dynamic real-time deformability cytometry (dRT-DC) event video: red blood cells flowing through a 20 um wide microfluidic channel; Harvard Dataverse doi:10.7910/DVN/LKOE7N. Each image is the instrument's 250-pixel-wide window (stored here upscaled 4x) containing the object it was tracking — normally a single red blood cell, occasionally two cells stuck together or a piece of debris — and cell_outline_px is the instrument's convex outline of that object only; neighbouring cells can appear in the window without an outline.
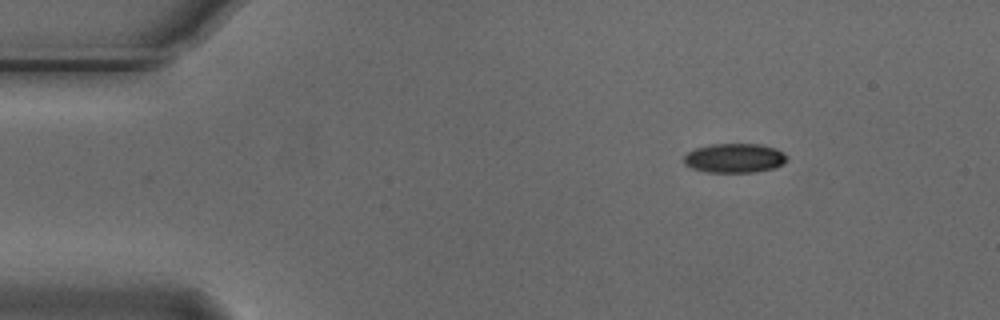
{"species": "Egyptian fruit bat (a non-hibernating species)", "species_latin": "Rousettus aegyptiacus", "temperature_condition": "cold", "stored_images_in_passage": 4, "segment_of_instrument_passage": [1, 2], "camera_frame_rate_fps": 3000, "um_per_image_px": 0.085, "animal": {"sex": "male"}, "frame": {"image": 1, "passage_image": 1, "time_ms": 0.0, "image_size_px": [1000, 320], "cell_outline_px": [[788, 160], [776, 168], [752, 172], [708, 172], [692, 168], [684, 164], [684, 156], [688, 152], [696, 148], [712, 144], [760, 144], [776, 148], [784, 152], [788, 156]], "centroid_in_image_um": [62.47, 13.43], "position_along_channel_um": 22.5, "area_um2": 17.69}}